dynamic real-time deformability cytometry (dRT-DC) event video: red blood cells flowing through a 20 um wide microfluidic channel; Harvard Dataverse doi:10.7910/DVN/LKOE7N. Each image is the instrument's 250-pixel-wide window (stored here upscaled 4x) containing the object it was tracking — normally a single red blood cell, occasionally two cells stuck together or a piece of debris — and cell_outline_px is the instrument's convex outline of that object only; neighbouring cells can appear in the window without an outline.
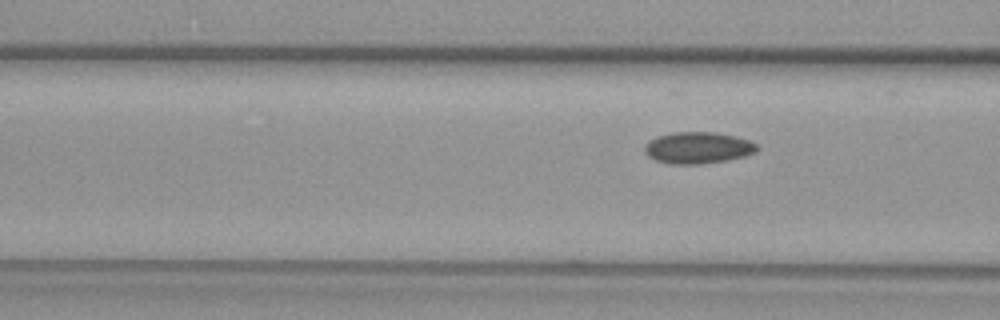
{"species": "common noctule bat (a hibernating species)", "species_latin": "Nyctalus noctula", "temperature_condition": "warm", "stored_images_in_passage": 3, "camera_frame_rate_fps": 3000, "um_per_image_px": 0.085, "animal": {"sex": "female", "body_mass_g": 29.2, "forearm_length_mm": 56.3}, "frame": {"image": 1, "passage_image": 3, "time_ms": 0.667, "image_size_px": [1000, 320], "cell_outline_px": [[760, 148], [756, 152], [744, 156], [728, 160], [700, 164], [668, 164], [656, 160], [648, 156], [644, 152], [644, 148], [656, 136], [672, 132], [716, 132], [736, 136], [748, 140], [756, 144]], "centroid_in_image_um": [59.34, 12.56], "position_along_channel_um": 107.3, "area_um2": 20.75}}